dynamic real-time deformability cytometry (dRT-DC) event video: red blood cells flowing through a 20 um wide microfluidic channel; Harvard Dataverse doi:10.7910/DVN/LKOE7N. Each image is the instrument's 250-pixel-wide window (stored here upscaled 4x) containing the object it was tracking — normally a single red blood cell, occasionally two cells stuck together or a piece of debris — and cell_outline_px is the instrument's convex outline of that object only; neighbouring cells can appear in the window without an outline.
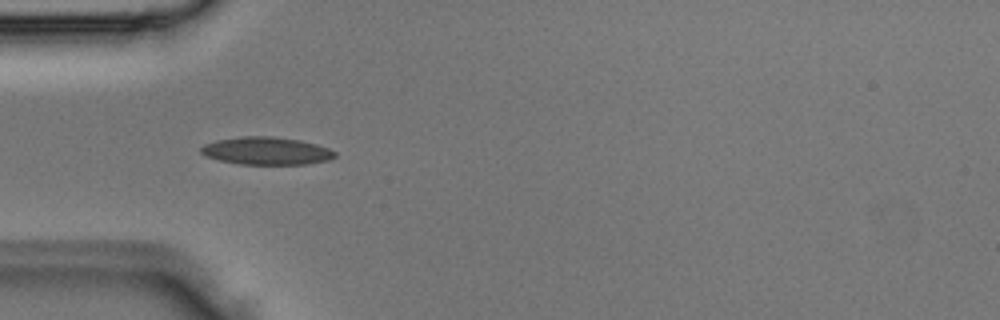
{"species": "Egyptian fruit bat (a non-hibernating species)", "species_latin": "Rousettus aegyptiacus", "temperature_condition": "room temperature", "stored_images_in_passage": 5, "camera_frame_rate_fps": 3000, "um_per_image_px": 0.085, "animal": {"sex": "male"}, "frame": {"image": 1, "passage_image": 4, "time_ms": 1.0, "image_size_px": [1000, 320], "cell_outline_px": [[336, 156], [328, 160], [304, 164], [240, 164], [220, 160], [204, 156], [200, 152], [200, 148], [204, 144], [216, 140], [240, 136], [272, 136], [300, 140], [316, 144], [328, 148], [336, 152]], "centroid_in_image_um": [22.62, 12.82], "position_along_channel_um": 62.4, "area_um2": 21.62}}